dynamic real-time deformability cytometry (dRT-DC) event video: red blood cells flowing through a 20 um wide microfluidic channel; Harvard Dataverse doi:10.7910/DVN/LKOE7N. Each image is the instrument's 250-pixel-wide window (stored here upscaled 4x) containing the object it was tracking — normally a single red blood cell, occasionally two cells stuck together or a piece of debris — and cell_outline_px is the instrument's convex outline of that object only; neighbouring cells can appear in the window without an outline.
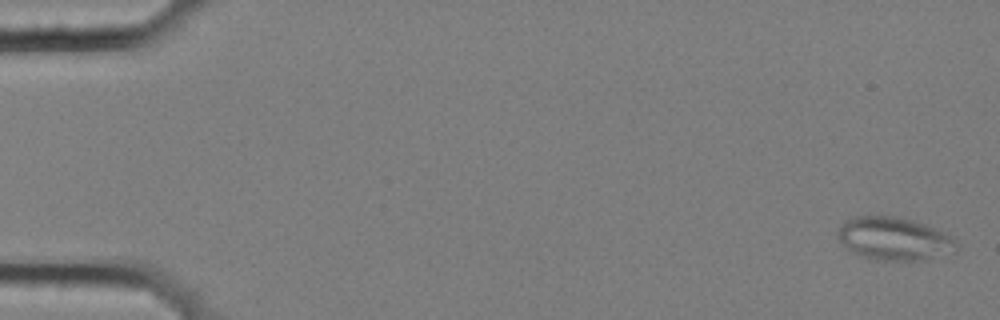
{"species": "common noctule bat (a hibernating species)", "species_latin": "Nyctalus noctula", "temperature_condition": "cold", "stored_images_in_passage": 6, "camera_frame_rate_fps": 3000, "um_per_image_px": 0.085, "animal": {"sex": "female", "body_mass_g": 25.1}, "frame": {"image": 1, "passage_image": 1, "time_ms": 0.0, "image_size_px": [1000, 320], "cell_outline_px": [[956, 252], [924, 260], [872, 260], [852, 252], [840, 240], [836, 232], [844, 220], [856, 216], [892, 216], [912, 220], [924, 224], [944, 232], [952, 236], [956, 240]], "centroid_in_image_um": [76.0, 20.3], "position_along_channel_um": 9.0, "area_um2": 29.77}}
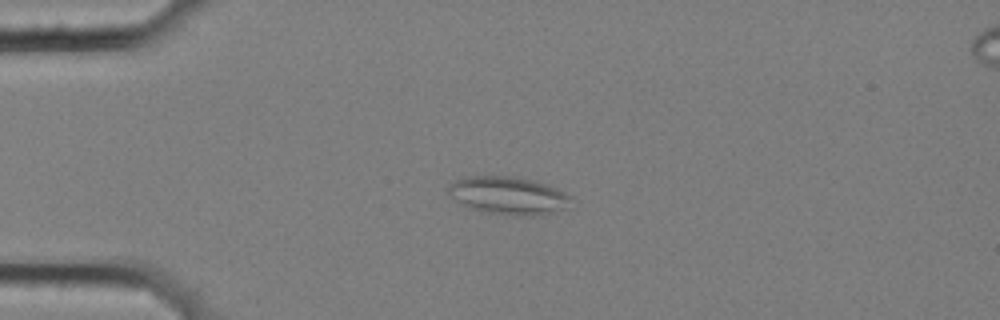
{"frame": {"image": 2, "passage_image": 4, "time_ms": 1.0, "image_size_px": [1000, 320], "cell_outline_px": [[572, 196], [568, 208], [556, 212], [536, 216], [516, 216], [488, 212], [468, 208], [448, 196], [448, 184], [456, 180], [468, 176], [520, 176], [536, 180], [548, 184]], "centroid_in_image_um": [43.23, 16.62], "position_along_channel_um": 41.8, "area_um2": 27.63}}
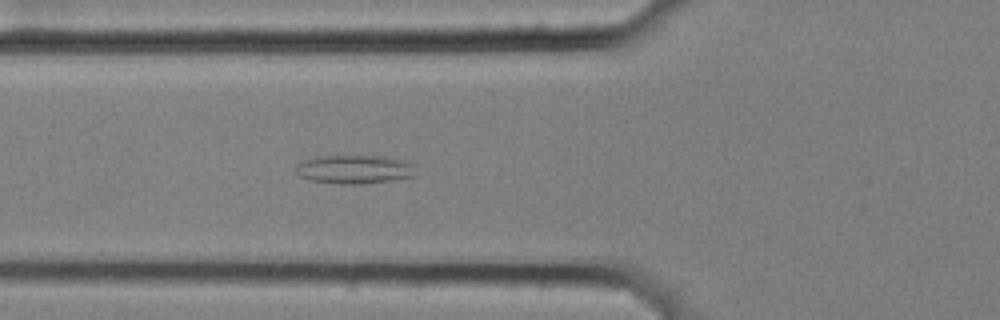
{"frame": {"image": 3, "passage_image": 6, "time_ms": 1.667, "image_size_px": [1000, 320], "cell_outline_px": [[416, 176], [392, 180], [360, 184], [340, 184], [308, 180], [300, 176], [296, 172], [296, 164], [304, 160], [316, 156], [384, 156], [416, 164]], "centroid_in_image_um": [30.14, 14.4], "position_along_channel_um": 95.7, "area_um2": 20.23}}